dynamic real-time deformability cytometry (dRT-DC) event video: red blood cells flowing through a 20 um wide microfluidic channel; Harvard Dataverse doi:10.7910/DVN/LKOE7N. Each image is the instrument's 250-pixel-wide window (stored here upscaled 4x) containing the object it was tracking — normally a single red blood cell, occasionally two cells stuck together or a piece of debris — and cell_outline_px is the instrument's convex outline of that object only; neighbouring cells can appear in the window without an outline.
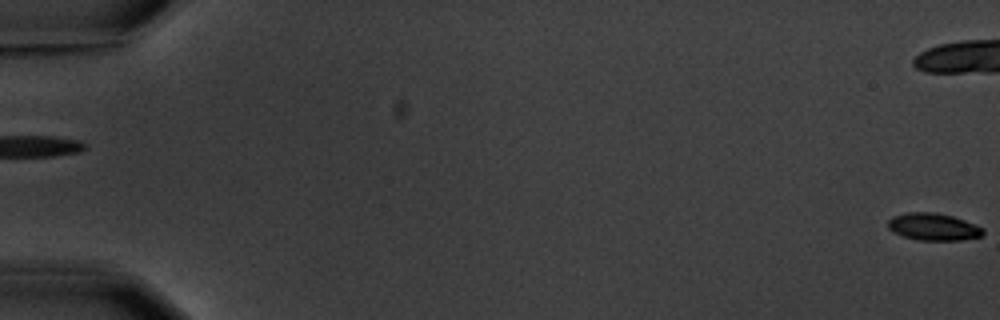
{"species": "common noctule bat (a hibernating species)", "species_latin": "Nyctalus noctula", "temperature_condition": "warm", "stored_images_in_passage": 6, "segment_of_instrument_passage": [2, 2], "camera_frame_rate_fps": 3000, "um_per_image_px": 0.085, "animal": {"sex": "male", "body_mass_g": 20.1, "forearm_length_mm": 53.5}, "frame": {"image": 1, "passage_image": 6, "time_ms": 6.0, "image_size_px": [1000, 320], "cell_outline_px": [[984, 232], [980, 236], [960, 240], [920, 240], [904, 236], [892, 232], [888, 228], [888, 220], [892, 216], [904, 212], [936, 212], [952, 216], [964, 220], [984, 228]], "centroid_in_image_um": [79.3, 19.26], "position_along_channel_um": 5.7, "area_um2": 15.09}}